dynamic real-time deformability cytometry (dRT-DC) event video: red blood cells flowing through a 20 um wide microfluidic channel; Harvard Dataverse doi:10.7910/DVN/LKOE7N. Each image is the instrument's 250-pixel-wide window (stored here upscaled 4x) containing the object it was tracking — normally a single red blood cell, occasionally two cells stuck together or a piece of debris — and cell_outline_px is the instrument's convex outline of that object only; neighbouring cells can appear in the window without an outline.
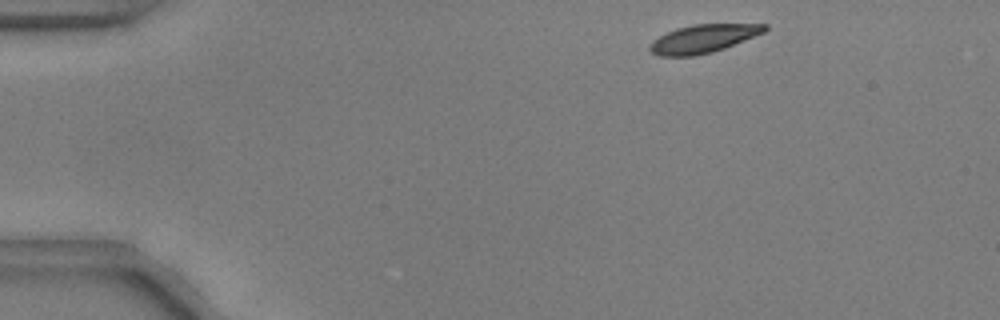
{"species": "common noctule bat (a hibernating species)", "species_latin": "Nyctalus noctula", "temperature_condition": "warm", "stored_images_in_passage": 48, "camera_frame_rate_fps": 3000, "um_per_image_px": 0.085, "animal": {"sex": "male", "body_mass_g": 17.9, "forearm_length_mm": 54.2}, "frame": {"image": 1, "passage_image": 2, "time_ms": 0.333, "image_size_px": [1000, 320], "cell_outline_px": [[768, 28], [764, 32], [724, 48], [712, 52], [692, 56], [660, 56], [652, 52], [648, 48], [648, 44], [652, 40], [676, 28], [692, 24], [768, 24]], "centroid_in_image_um": [59.74, 3.28], "position_along_channel_um": 25.3, "area_um2": 18.79}}
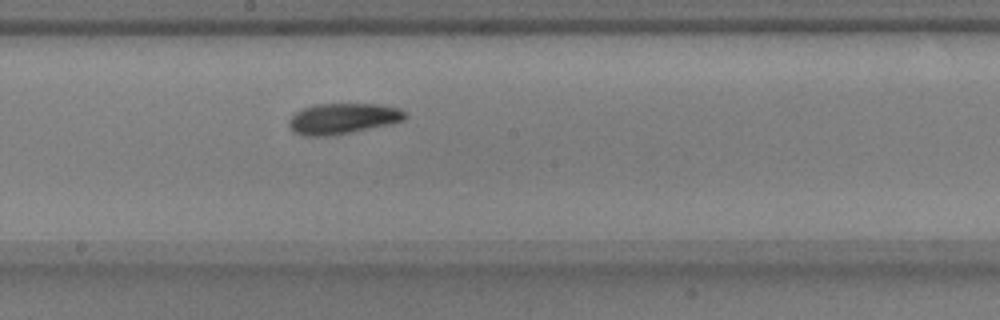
{"frame": {"image": 2, "passage_image": 24, "time_ms": 7.667, "image_size_px": [1000, 320], "cell_outline_px": [[408, 116], [404, 120], [388, 124], [328, 136], [304, 136], [296, 132], [288, 124], [288, 120], [296, 112], [304, 108], [316, 104], [380, 104], [396, 108], [408, 112]], "centroid_in_image_um": [29.15, 10.06], "position_along_channel_um": 219.1, "area_um2": 20.46}}
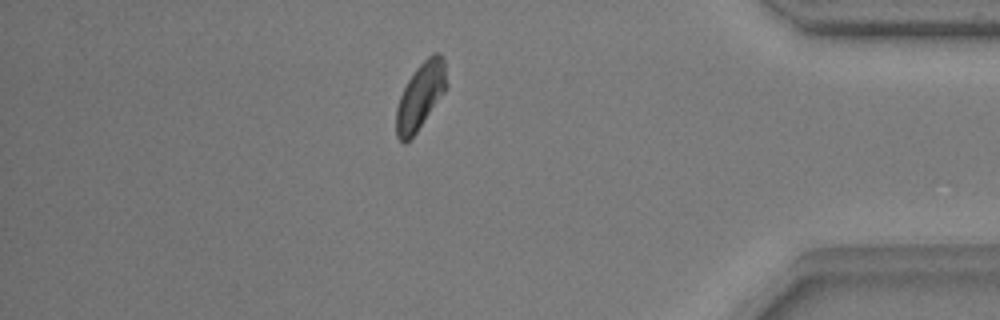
{"frame": {"image": 3, "passage_image": 41, "time_ms": 13.333, "image_size_px": [1000, 320], "cell_outline_px": [[448, 84], [444, 92], [416, 132], [404, 144], [396, 136], [396, 108], [400, 96], [408, 80], [416, 68], [432, 52], [440, 52], [444, 60]], "centroid_in_image_um": [35.74, 8.12], "position_along_channel_um": 399.5, "area_um2": 19.31}}